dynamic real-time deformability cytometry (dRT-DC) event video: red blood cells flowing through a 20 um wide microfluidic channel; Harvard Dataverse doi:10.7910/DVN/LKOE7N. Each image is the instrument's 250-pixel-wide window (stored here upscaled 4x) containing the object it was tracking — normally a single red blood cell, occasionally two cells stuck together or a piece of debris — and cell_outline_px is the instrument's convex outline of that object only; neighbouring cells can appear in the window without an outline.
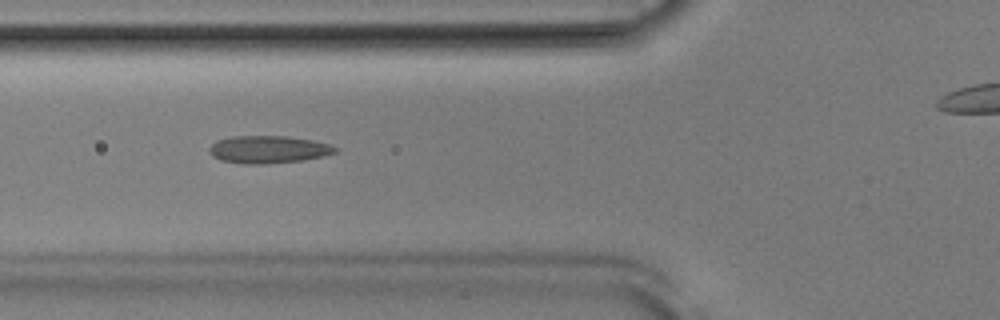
{"species": "Egyptian fruit bat (a non-hibernating species)", "species_latin": "Rousettus aegyptiacus", "temperature_condition": "room temperature", "stored_images_in_passage": 47, "camera_frame_rate_fps": 3000, "um_per_image_px": 0.085, "animal": {"sex": "male"}, "frame": {"image": 1, "passage_image": 20, "time_ms": 6.333, "image_size_px": [1000, 320], "cell_outline_px": [[340, 148], [336, 152], [324, 156], [304, 160], [268, 164], [244, 164], [220, 160], [212, 156], [208, 152], [208, 148], [216, 140], [232, 136], [288, 136], [312, 140], [328, 144]], "centroid_in_image_um": [22.79, 12.71], "position_along_channel_um": 103.0, "area_um2": 20.46}}
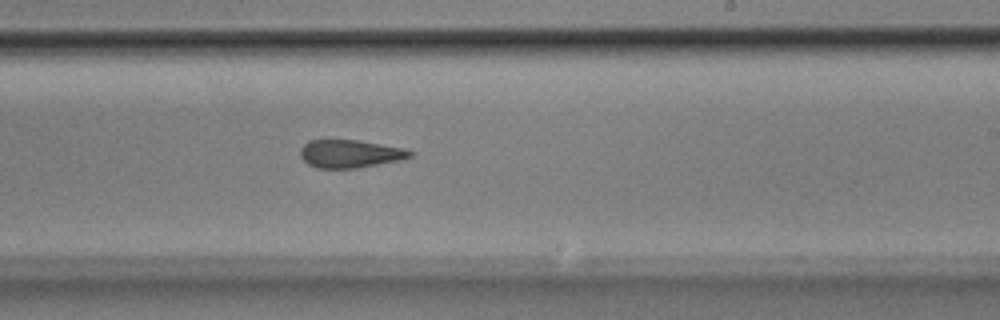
{"frame": {"image": 2, "passage_image": 32, "time_ms": 10.333, "image_size_px": [1000, 320], "cell_outline_px": [[416, 152], [412, 156], [400, 160], [356, 168], [316, 168], [308, 164], [300, 156], [300, 148], [308, 140], [328, 136], [360, 140], [404, 148]], "centroid_in_image_um": [29.7, 13.01], "position_along_channel_um": 259.3, "area_um2": 18.73}}
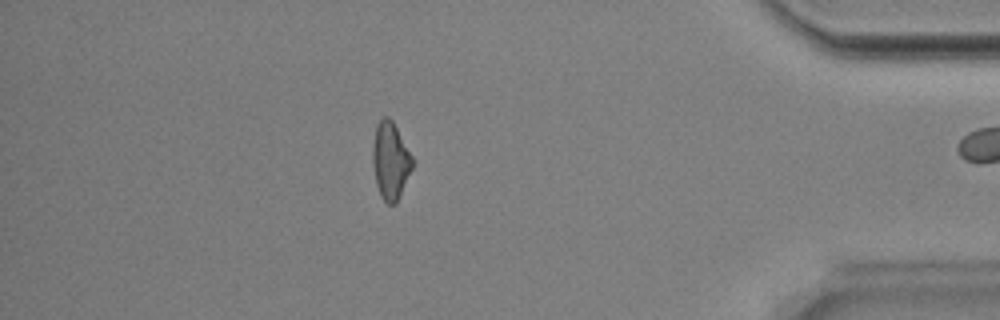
{"frame": {"image": 3, "passage_image": 46, "time_ms": 15.0, "image_size_px": [1000, 320], "cell_outline_px": [[416, 160], [396, 204], [388, 204], [380, 196], [376, 184], [372, 164], [372, 144], [376, 124], [384, 116], [388, 116], [392, 120]], "centroid_in_image_um": [33.2, 13.64], "position_along_channel_um": 402.0, "area_um2": 18.32}}